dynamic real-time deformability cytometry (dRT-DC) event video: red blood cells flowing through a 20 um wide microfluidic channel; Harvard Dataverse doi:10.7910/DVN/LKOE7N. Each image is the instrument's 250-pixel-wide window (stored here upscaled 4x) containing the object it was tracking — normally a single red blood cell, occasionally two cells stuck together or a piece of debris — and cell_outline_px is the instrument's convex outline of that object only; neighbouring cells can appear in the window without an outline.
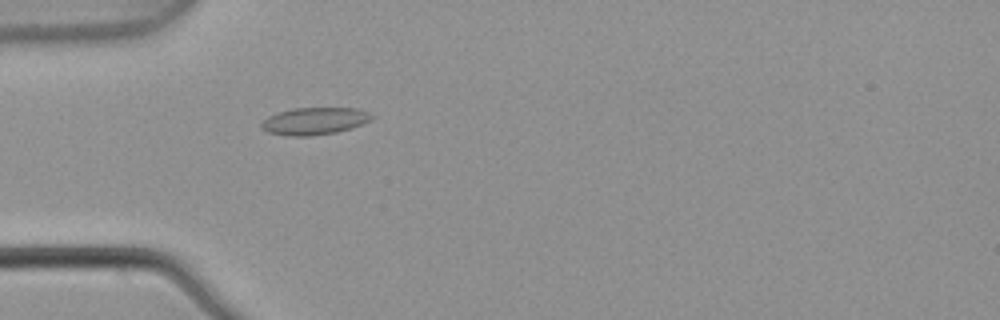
{"species": "common noctule bat (a hibernating species)", "species_latin": "Nyctalus noctula", "temperature_condition": "warm", "stored_images_in_passage": 4, "camera_frame_rate_fps": 3000, "um_per_image_px": 0.085, "animal": {"sex": "male", "body_mass_g": 21.5, "forearm_length_mm": 52.0}, "frame": {"image": 1, "passage_image": 4, "time_ms": 1.0, "image_size_px": [1000, 320], "cell_outline_px": [[376, 116], [372, 120], [336, 132], [308, 136], [288, 136], [268, 132], [260, 128], [260, 124], [268, 116], [292, 108], [356, 108], [368, 112]], "centroid_in_image_um": [26.72, 10.28], "position_along_channel_um": 58.3, "area_um2": 17.4}}